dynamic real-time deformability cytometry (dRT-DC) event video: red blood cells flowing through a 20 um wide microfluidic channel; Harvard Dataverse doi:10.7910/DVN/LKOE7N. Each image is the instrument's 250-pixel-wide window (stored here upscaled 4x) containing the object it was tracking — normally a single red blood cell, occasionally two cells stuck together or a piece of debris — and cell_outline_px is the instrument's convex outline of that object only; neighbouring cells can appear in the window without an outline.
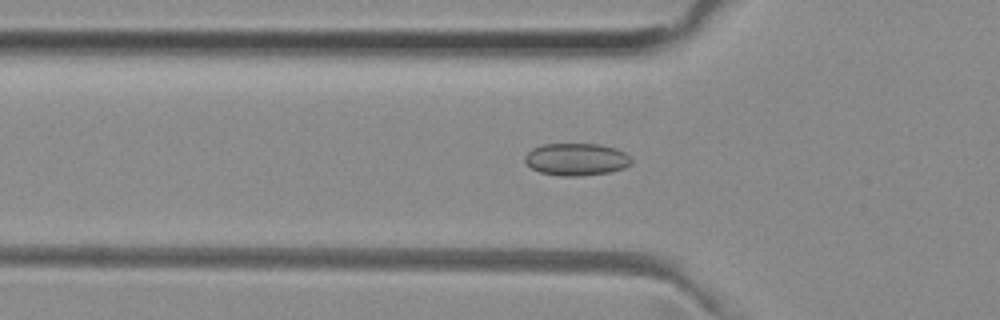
{"species": "common noctule bat (a hibernating species)", "species_latin": "Nyctalus noctula", "temperature_condition": "room temperature", "stored_images_in_passage": 34, "camera_frame_rate_fps": 3000, "um_per_image_px": 0.085, "animal": {"sex": "female", "body_mass_g": 29.2, "forearm_length_mm": 56.3}, "frame": {"image": 1, "passage_image": 7, "time_ms": 2.0, "image_size_px": [1000, 320], "cell_outline_px": [[632, 164], [624, 168], [608, 172], [580, 176], [560, 176], [540, 172], [532, 168], [524, 160], [524, 156], [532, 148], [544, 144], [600, 144], [616, 148], [624, 152], [632, 160]], "centroid_in_image_um": [48.99, 13.54], "position_along_channel_um": 76.8, "area_um2": 20.06}}
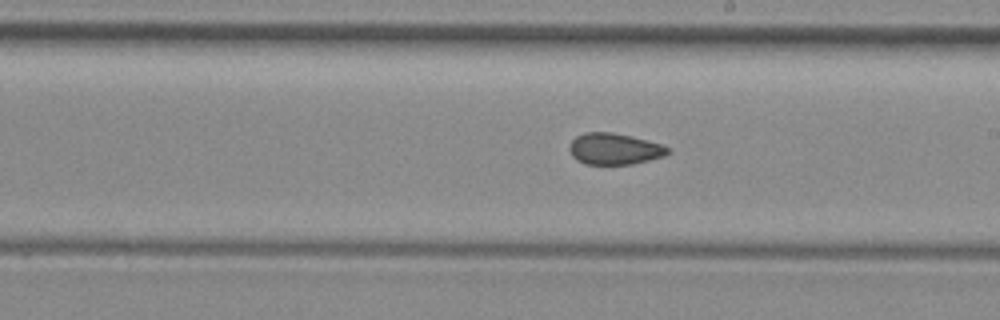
{"frame": {"image": 2, "passage_image": 19, "time_ms": 6.0, "image_size_px": [1000, 320], "cell_outline_px": [[672, 152], [664, 156], [632, 164], [584, 164], [576, 160], [572, 156], [568, 148], [568, 144], [576, 136], [584, 132], [612, 132], [632, 136], [660, 144], [668, 148]], "centroid_in_image_um": [52.18, 12.65], "position_along_channel_um": 236.8, "area_um2": 18.09}}
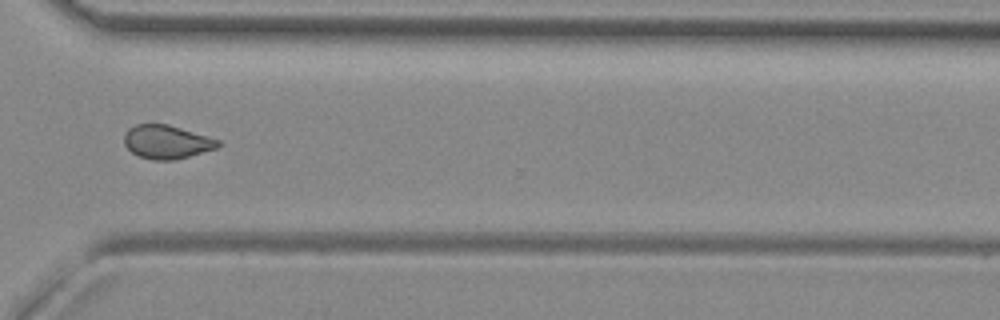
{"frame": {"image": 3, "passage_image": 28, "time_ms": 9.0, "image_size_px": [1000, 320], "cell_outline_px": [[220, 144], [216, 148], [176, 160], [152, 160], [140, 156], [132, 152], [124, 144], [124, 136], [128, 128], [136, 124], [168, 124], [208, 136], [220, 140]], "centroid_in_image_um": [14.16, 12.06], "position_along_channel_um": 356.4, "area_um2": 18.32}, "authors_computed_cell_mechanics": {"area_um2": 18.4671, "velocity_mm_per_s": 3.9933, "shape_relaxation_time_tau1_ms": null, "shape_relaxation_time_tau2_ms": 2.5004, "deformation_change_tau1": null, "deformation_change_tau2": 0.0752}}